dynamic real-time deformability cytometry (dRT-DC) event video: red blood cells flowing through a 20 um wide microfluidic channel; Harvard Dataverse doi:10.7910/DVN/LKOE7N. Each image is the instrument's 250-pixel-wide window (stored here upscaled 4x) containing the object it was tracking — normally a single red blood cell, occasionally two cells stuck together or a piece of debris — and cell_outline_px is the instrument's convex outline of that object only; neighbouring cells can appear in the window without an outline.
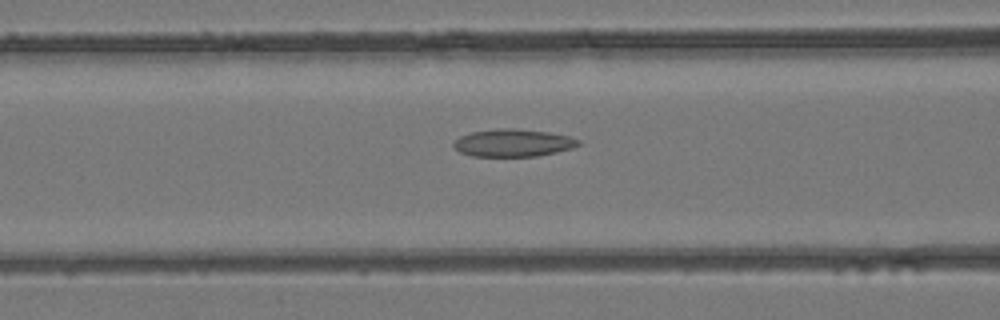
{"species": "common noctule bat (a hibernating species)", "species_latin": "Nyctalus noctula", "temperature_condition": "room temperature", "stored_images_in_passage": 36, "camera_frame_rate_fps": 3000, "um_per_image_px": 0.085, "animal": {"sex": "female", "body_mass_g": 24.6, "forearm_length_mm": 56.2}, "frame": {"image": 1, "passage_image": 13, "time_ms": 4.0, "image_size_px": [1000, 320], "cell_outline_px": [[580, 144], [572, 148], [556, 152], [536, 156], [472, 156], [460, 152], [452, 144], [460, 136], [472, 132], [496, 128], [516, 128], [548, 132], [568, 136], [580, 140]], "centroid_in_image_um": [43.61, 12.14], "position_along_channel_um": 123.0, "area_um2": 19.94}}
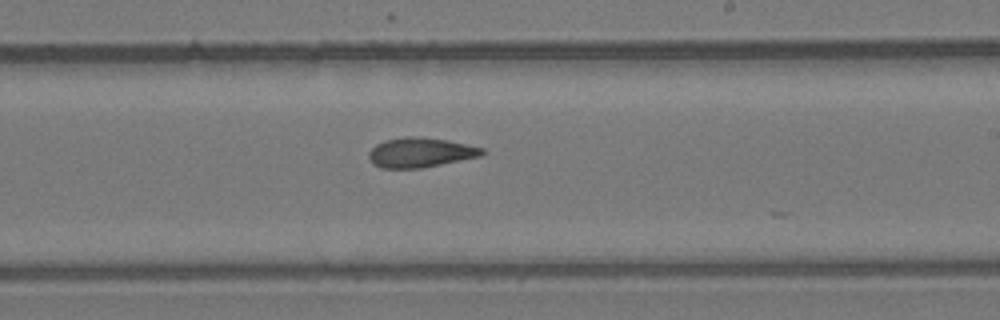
{"frame": {"image": 2, "passage_image": 22, "time_ms": 7.0, "image_size_px": [1000, 320], "cell_outline_px": [[488, 152], [480, 156], [424, 168], [380, 168], [372, 164], [368, 156], [368, 152], [376, 144], [384, 140], [404, 136], [416, 136], [448, 140], [484, 148]], "centroid_in_image_um": [35.73, 12.96], "position_along_channel_um": 253.3, "area_um2": 19.88}}
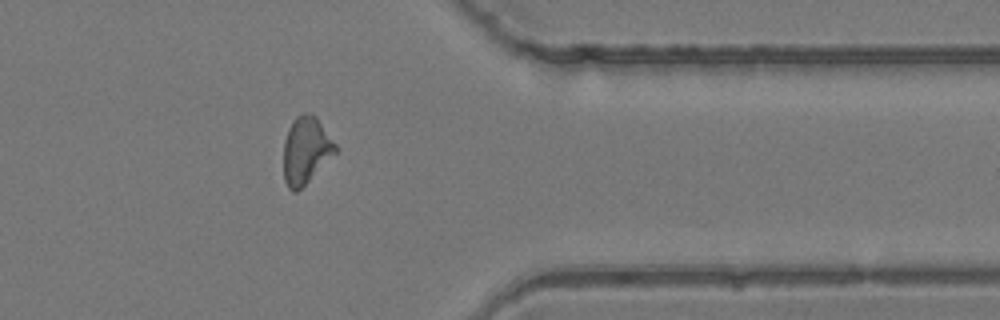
{"frame": {"image": 3, "passage_image": 32, "time_ms": 10.333, "image_size_px": [1000, 320], "cell_outline_px": [[340, 148], [296, 192], [292, 192], [288, 188], [284, 180], [284, 140], [288, 128], [292, 120], [296, 116], [304, 112], [312, 112], [316, 116]], "centroid_in_image_um": [26.0, 12.72], "position_along_channel_um": 385.4, "area_um2": 20.29}}